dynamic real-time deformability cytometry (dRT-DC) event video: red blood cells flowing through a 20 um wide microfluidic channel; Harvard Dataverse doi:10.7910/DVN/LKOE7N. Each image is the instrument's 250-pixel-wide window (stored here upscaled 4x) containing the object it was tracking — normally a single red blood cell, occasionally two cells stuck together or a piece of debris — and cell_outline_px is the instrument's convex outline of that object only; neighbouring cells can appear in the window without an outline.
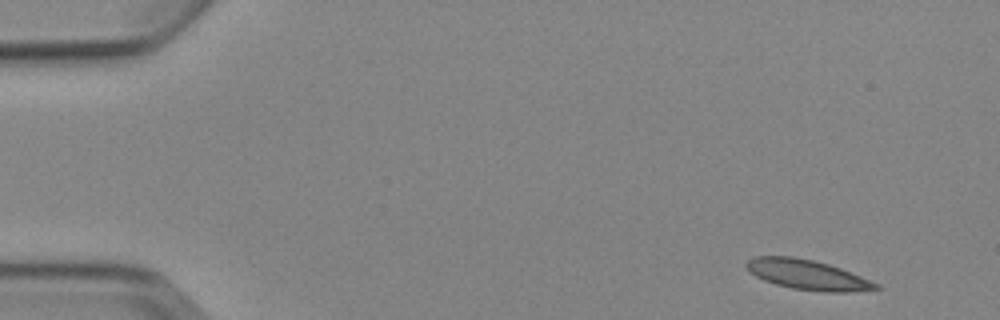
{"species": "Egyptian fruit bat (a non-hibernating species)", "species_latin": "Rousettus aegyptiacus", "temperature_condition": "cold", "stored_images_in_passage": 4, "camera_frame_rate_fps": 3000, "um_per_image_px": 0.085, "animal": {"sex": "female"}, "frame": {"image": 1, "passage_image": 1, "time_ms": 0.0, "image_size_px": [1000, 320], "cell_outline_px": [[880, 288], [848, 292], [824, 292], [792, 288], [776, 284], [764, 280], [756, 276], [744, 264], [752, 256], [792, 256], [812, 260], [828, 264], [840, 268], [880, 284]], "centroid_in_image_um": [68.62, 23.34], "position_along_channel_um": 16.4, "area_um2": 22.31}}
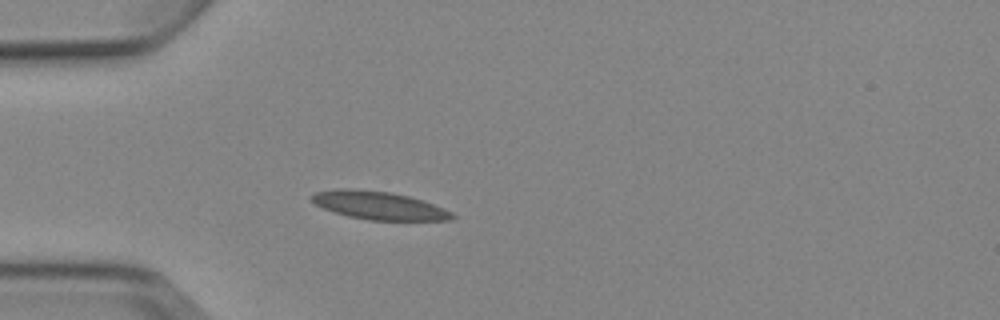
{"frame": {"image": 2, "passage_image": 4, "time_ms": 3.667, "image_size_px": [1000, 320], "cell_outline_px": [[456, 216], [452, 220], [368, 220], [348, 216], [324, 208], [316, 204], [312, 200], [312, 196], [316, 192], [336, 188], [352, 188], [392, 192], [408, 196], [444, 208], [452, 212]], "centroid_in_image_um": [32.22, 17.46], "position_along_channel_um": 52.8, "area_um2": 22.83}}